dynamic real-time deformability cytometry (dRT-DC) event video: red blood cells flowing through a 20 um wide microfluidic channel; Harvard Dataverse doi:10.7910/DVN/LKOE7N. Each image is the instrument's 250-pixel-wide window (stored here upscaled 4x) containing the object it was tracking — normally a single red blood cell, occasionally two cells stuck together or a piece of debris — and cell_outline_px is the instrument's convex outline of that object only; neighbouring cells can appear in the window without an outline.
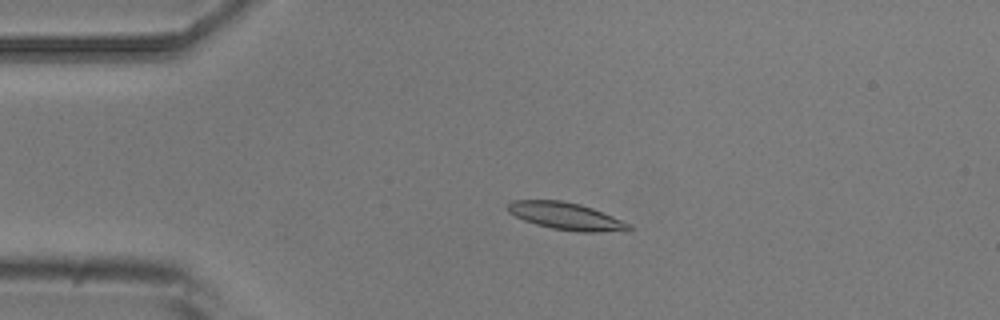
{"species": "common noctule bat (a hibernating species)", "species_latin": "Nyctalus noctula", "temperature_condition": "room temperature", "stored_images_in_passage": 4, "camera_frame_rate_fps": 3000, "um_per_image_px": 0.085, "animal": {"sex": "male", "body_mass_g": 20.5, "forearm_length_mm": 52.5}, "frame": {"image": 1, "passage_image": 3, "time_ms": 3.333, "image_size_px": [1000, 320], "cell_outline_px": [[632, 228], [624, 232], [580, 232], [552, 228], [536, 224], [524, 220], [508, 212], [508, 204], [512, 200], [560, 200], [580, 204], [592, 208], [632, 224]], "centroid_in_image_um": [48.17, 18.38], "position_along_channel_um": 36.8, "area_um2": 19.25}}